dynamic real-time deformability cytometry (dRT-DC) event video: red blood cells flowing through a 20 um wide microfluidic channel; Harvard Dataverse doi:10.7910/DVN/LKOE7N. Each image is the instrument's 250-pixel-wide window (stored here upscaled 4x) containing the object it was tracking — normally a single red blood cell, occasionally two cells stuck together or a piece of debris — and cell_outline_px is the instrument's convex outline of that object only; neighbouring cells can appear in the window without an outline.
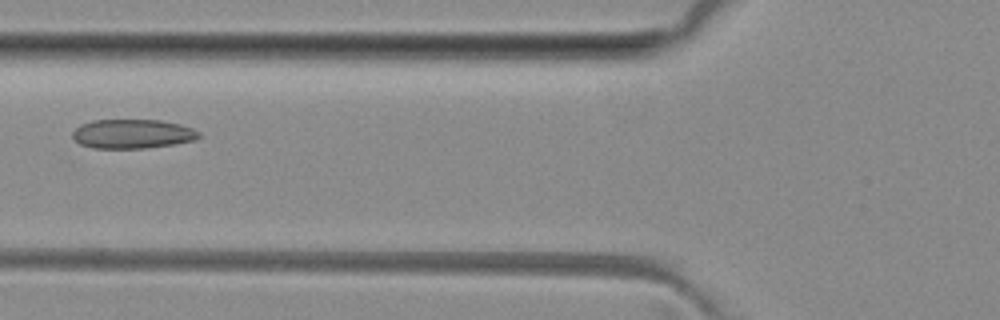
{"species": "common noctule bat (a hibernating species)", "species_latin": "Nyctalus noctula", "temperature_condition": "room temperature", "stored_images_in_passage": 3, "camera_frame_rate_fps": 3000, "um_per_image_px": 0.085, "animal": {"sex": "female", "body_mass_g": 29.2, "forearm_length_mm": 56.3}, "frame": {"image": 1, "passage_image": 3, "time_ms": 2.333, "image_size_px": [1000, 320], "cell_outline_px": [[200, 136], [196, 140], [148, 148], [92, 148], [80, 144], [72, 136], [72, 132], [80, 124], [92, 120], [160, 120], [180, 124], [192, 128], [200, 132]], "centroid_in_image_um": [11.26, 11.37], "position_along_channel_um": 114.5, "area_um2": 21.56}}